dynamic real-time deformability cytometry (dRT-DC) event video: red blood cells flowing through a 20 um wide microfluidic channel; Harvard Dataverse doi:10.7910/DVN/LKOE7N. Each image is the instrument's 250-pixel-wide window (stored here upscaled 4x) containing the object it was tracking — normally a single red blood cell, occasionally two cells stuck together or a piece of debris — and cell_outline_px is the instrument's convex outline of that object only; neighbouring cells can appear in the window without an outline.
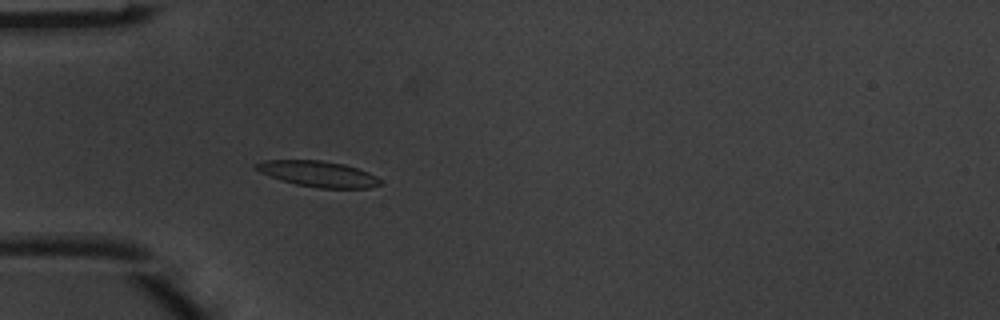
{"species": "common noctule bat (a hibernating species)", "species_latin": "Nyctalus noctula", "temperature_condition": "warm", "stored_images_in_passage": 5, "camera_frame_rate_fps": 3000, "um_per_image_px": 0.085, "animal": {"sex": "male", "body_mass_g": 20.1, "forearm_length_mm": 53.5}, "frame": {"image": 1, "passage_image": 5, "time_ms": 1.333, "image_size_px": [1000, 320], "cell_outline_px": [[380, 184], [368, 188], [320, 188], [296, 184], [260, 172], [252, 164], [264, 160], [320, 160], [344, 164], [368, 172], [376, 176], [380, 180]], "centroid_in_image_um": [27.04, 14.77], "position_along_channel_um": 58.0, "area_um2": 18.38}}